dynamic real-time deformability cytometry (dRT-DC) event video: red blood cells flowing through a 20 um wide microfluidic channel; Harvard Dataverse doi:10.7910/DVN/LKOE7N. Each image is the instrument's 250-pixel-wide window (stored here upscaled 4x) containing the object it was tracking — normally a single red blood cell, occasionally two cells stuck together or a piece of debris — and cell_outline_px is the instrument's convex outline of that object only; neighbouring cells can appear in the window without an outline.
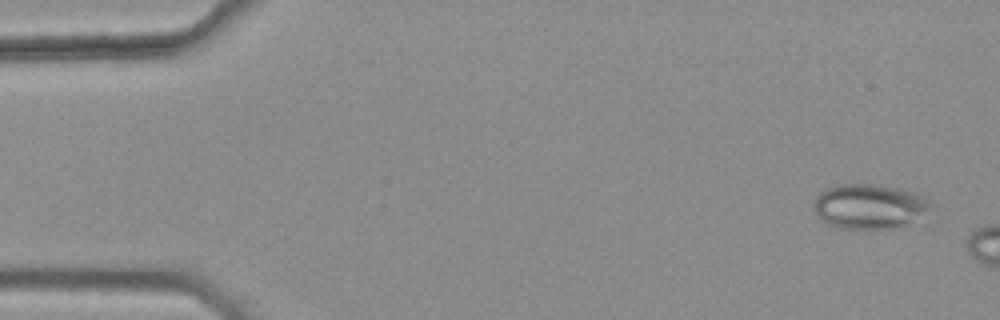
{"species": "common noctule bat (a hibernating species)", "species_latin": "Nyctalus noctula", "temperature_condition": "warm", "stored_images_in_passage": 3, "camera_frame_rate_fps": 3000, "um_per_image_px": 0.085, "animal": {"sex": "female", "body_mass_g": 25.1}, "frame": {"image": 1, "passage_image": 1, "time_ms": 0.0, "image_size_px": [1000, 320], "cell_outline_px": [[932, 204], [908, 224], [900, 228], [840, 228], [828, 224], [816, 212], [816, 196], [820, 192], [828, 188], [840, 184], [880, 184], [916, 192], [932, 200]], "centroid_in_image_um": [73.92, 17.52], "position_along_channel_um": 11.1, "area_um2": 30.06}}